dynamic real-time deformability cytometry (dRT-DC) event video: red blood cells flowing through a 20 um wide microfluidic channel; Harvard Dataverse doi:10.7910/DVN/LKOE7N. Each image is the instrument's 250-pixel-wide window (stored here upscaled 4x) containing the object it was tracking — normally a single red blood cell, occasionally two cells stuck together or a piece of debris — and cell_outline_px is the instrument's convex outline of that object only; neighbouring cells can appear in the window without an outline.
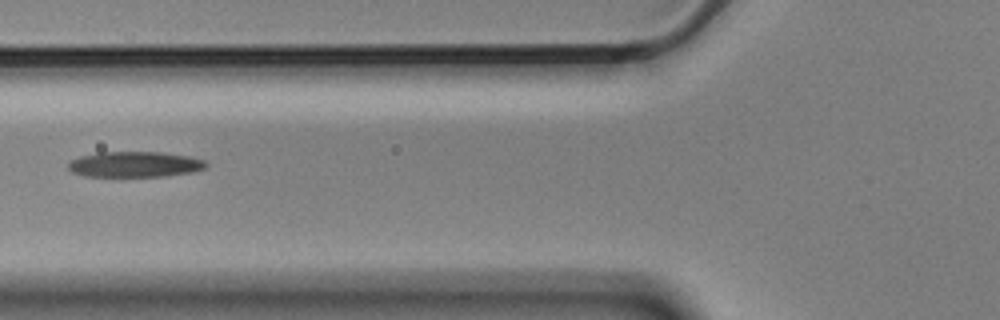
{"species": "Egyptian fruit bat (a non-hibernating species)", "species_latin": "Rousettus aegyptiacus", "temperature_condition": "cold", "stored_images_in_passage": 6, "camera_frame_rate_fps": 3000, "um_per_image_px": 0.085, "animal": {"sex": "male"}, "frame": {"image": 1, "passage_image": 2, "time_ms": 0.333, "image_size_px": [1000, 320], "cell_outline_px": [[208, 164], [204, 168], [192, 172], [164, 176], [84, 176], [72, 172], [68, 168], [68, 164], [72, 160], [80, 156], [100, 152], [160, 152], [188, 156], [204, 160]], "centroid_in_image_um": [11.45, 13.97], "position_along_channel_um": 114.4, "area_um2": 20.4}}
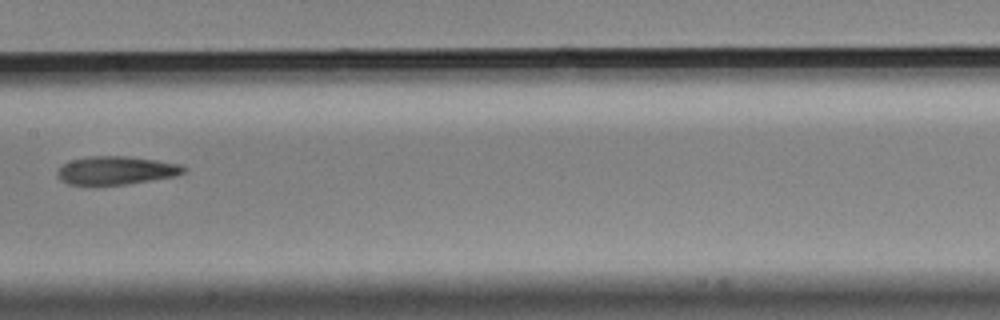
{"frame": {"image": 2, "passage_image": 4, "time_ms": 1.0, "image_size_px": [1000, 320], "cell_outline_px": [[184, 172], [176, 176], [124, 184], [68, 184], [60, 180], [56, 172], [68, 160], [92, 156], [128, 156], [156, 160], [180, 164], [184, 168]], "centroid_in_image_um": [9.85, 14.47], "position_along_channel_um": 197.6, "area_um2": 20.52}}
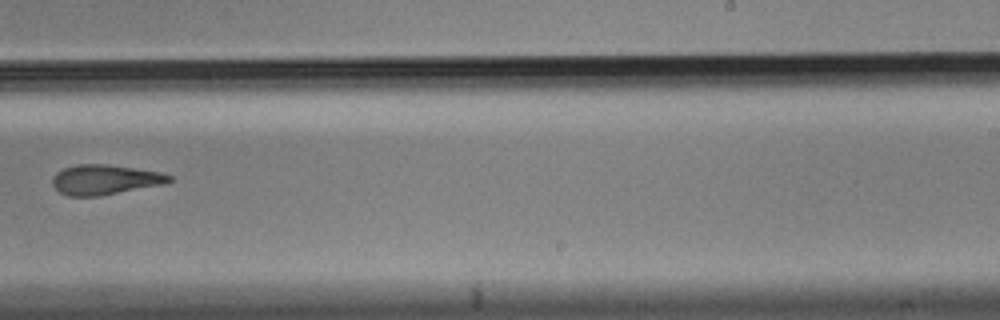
{"frame": {"image": 3, "passage_image": 6, "time_ms": 1.667, "image_size_px": [1000, 320], "cell_outline_px": [[172, 180], [164, 184], [100, 196], [68, 196], [60, 192], [52, 184], [52, 176], [56, 172], [64, 168], [76, 164], [108, 164], [160, 172], [172, 176]], "centroid_in_image_um": [8.9, 15.27], "position_along_channel_um": 280.1, "area_um2": 20.4}}